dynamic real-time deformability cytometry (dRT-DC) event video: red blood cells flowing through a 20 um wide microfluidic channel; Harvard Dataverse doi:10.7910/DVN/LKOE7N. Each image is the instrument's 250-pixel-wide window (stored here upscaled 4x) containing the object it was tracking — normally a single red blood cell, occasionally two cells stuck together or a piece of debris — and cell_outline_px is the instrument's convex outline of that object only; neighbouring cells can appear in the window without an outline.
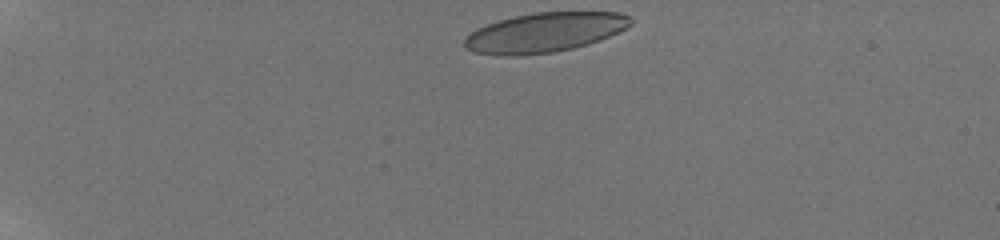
{"species": "human", "species_latin": "Homo sapiens", "temperature_condition": "room temperature", "stored_images_in_passage": 43, "camera_frame_rate_fps": 3000, "um_per_image_px": 0.085, "donor": {"sex": "male"}, "frame": {"image": 1, "passage_image": 1, "time_ms": 0.0, "image_size_px": [1000, 240], "cell_outline_px": [[632, 24], [608, 36], [588, 44], [572, 48], [552, 52], [516, 56], [504, 56], [472, 52], [464, 48], [464, 36], [476, 28], [512, 16], [532, 12], [620, 12], [632, 16]], "centroid_in_image_um": [46.24, 2.75], "position_along_channel_um": 38.8, "area_um2": 38.44}}
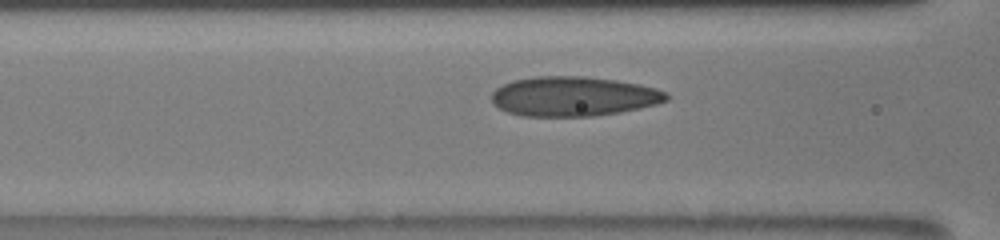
{"frame": {"image": 2, "passage_image": 14, "time_ms": 4.333, "image_size_px": [1000, 240], "cell_outline_px": [[668, 100], [656, 104], [640, 108], [620, 112], [596, 116], [520, 116], [508, 112], [492, 104], [492, 92], [496, 88], [512, 80], [536, 76], [584, 76], [616, 80], [640, 84], [656, 88], [668, 92]], "centroid_in_image_um": [48.75, 8.19], "position_along_channel_um": 117.8, "area_um2": 40.63}}
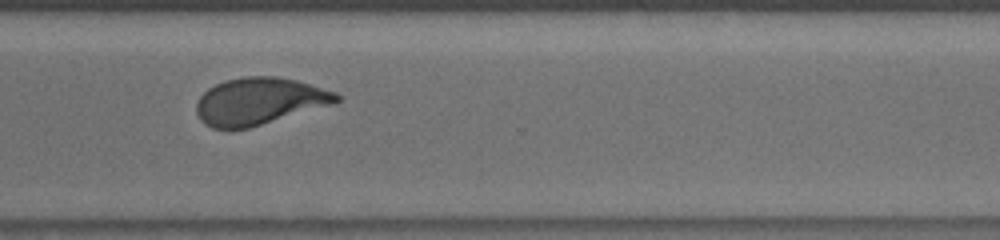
{"frame": {"image": 3, "passage_image": 32, "time_ms": 10.333, "image_size_px": [1000, 240], "cell_outline_px": [[340, 100], [336, 104], [248, 128], [212, 128], [204, 124], [200, 120], [196, 112], [196, 104], [200, 96], [208, 88], [224, 80], [244, 76], [276, 76], [296, 80], [336, 92], [340, 96]], "centroid_in_image_um": [22.05, 8.6], "position_along_channel_um": 348.5, "area_um2": 38.55}, "authors_computed_cell_mechanics": {"area_um2": 39.2462, "velocity_mm_per_s": 3.8528, "shape_relaxation_time_tau1_ms": 6.6001, "shape_relaxation_time_tau2_ms": 0.9061, "deformation_change_tau1": 0.1853, "deformation_change_tau2": 0.0782}}